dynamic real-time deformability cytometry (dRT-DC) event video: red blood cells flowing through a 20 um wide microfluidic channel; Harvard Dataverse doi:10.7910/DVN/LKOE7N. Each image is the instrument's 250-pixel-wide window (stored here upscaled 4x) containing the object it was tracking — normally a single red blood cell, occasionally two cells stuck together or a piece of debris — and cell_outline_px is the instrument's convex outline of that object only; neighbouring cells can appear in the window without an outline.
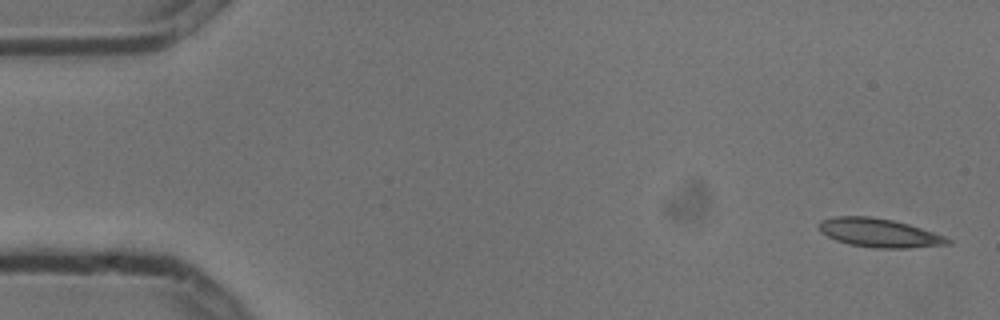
{"species": "common noctule bat (a hibernating species)", "species_latin": "Nyctalus noctula", "temperature_condition": "cold", "stored_images_in_passage": 4, "camera_frame_rate_fps": 3000, "um_per_image_px": 0.085, "animal": {"sex": "male", "body_mass_g": 13.3}, "frame": {"image": 1, "passage_image": 1, "time_ms": 0.0, "image_size_px": [1000, 320], "cell_outline_px": [[952, 244], [908, 248], [876, 248], [848, 244], [836, 240], [820, 232], [820, 220], [836, 216], [872, 216], [892, 220], [908, 224], [944, 236], [952, 240]], "centroid_in_image_um": [74.73, 19.79], "position_along_channel_um": 10.3, "area_um2": 21.44}}
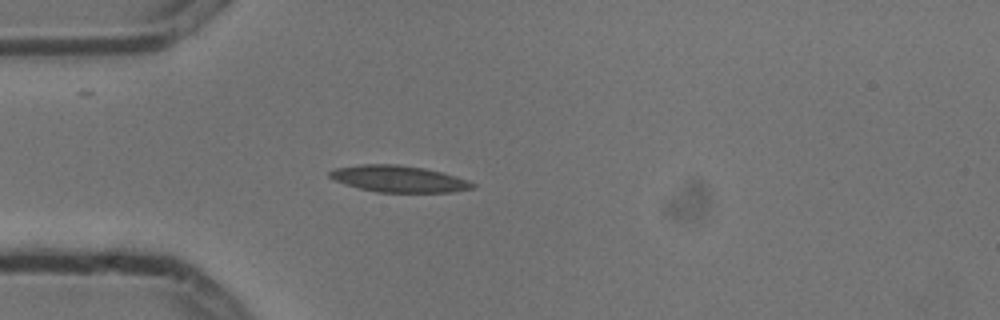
{"frame": {"image": 2, "passage_image": 4, "time_ms": 1.0, "image_size_px": [1000, 320], "cell_outline_px": [[476, 188], [452, 192], [376, 192], [344, 184], [328, 176], [328, 172], [336, 168], [360, 164], [396, 164], [424, 168], [456, 176], [468, 180], [476, 184]], "centroid_in_image_um": [33.91, 15.2], "position_along_channel_um": 51.1, "area_um2": 22.08}}